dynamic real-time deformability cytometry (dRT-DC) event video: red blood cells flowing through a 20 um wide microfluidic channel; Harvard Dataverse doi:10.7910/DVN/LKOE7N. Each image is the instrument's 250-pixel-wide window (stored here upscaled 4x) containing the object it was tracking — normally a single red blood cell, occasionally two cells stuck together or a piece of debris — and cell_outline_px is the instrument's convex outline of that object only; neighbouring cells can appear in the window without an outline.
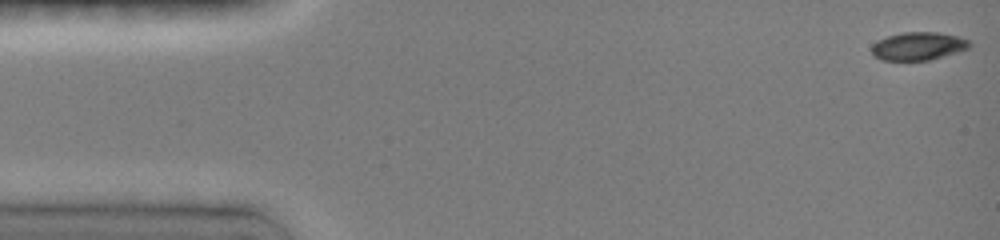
{"species": "common noctule bat (a hibernating species)", "species_latin": "Nyctalus noctula", "temperature_condition": "room temperature", "stored_images_in_passage": 15, "camera_frame_rate_fps": 3000, "um_per_image_px": 0.085, "animal": {"sex": "female", "body_mass_g": 19.0, "forearm_length_mm": 51.5}, "frame": {"image": 1, "passage_image": 1, "time_ms": 0.0, "image_size_px": [1000, 240], "cell_outline_px": [[972, 44], [968, 48], [956, 52], [928, 60], [880, 60], [872, 56], [872, 44], [888, 36], [904, 32], [936, 32], [956, 36], [968, 40]], "centroid_in_image_um": [78.02, 3.92], "position_along_channel_um": 7.0, "area_um2": 15.78}}
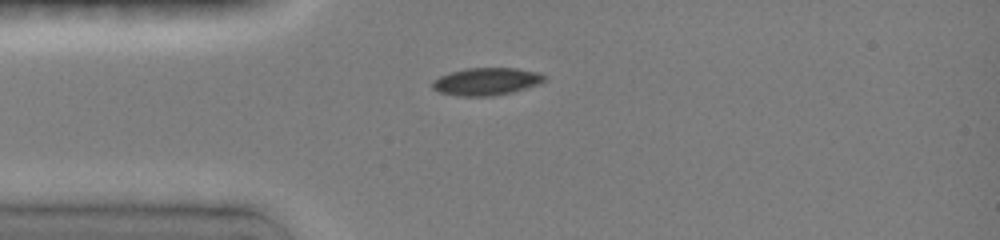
{"frame": {"image": 2, "passage_image": 10, "time_ms": 3.0, "image_size_px": [1000, 240], "cell_outline_px": [[544, 80], [536, 84], [512, 92], [492, 96], [460, 96], [440, 92], [432, 88], [432, 84], [440, 76], [452, 72], [468, 68], [516, 68], [536, 72], [544, 76]], "centroid_in_image_um": [41.31, 6.93], "position_along_channel_um": 43.7, "area_um2": 17.46}}